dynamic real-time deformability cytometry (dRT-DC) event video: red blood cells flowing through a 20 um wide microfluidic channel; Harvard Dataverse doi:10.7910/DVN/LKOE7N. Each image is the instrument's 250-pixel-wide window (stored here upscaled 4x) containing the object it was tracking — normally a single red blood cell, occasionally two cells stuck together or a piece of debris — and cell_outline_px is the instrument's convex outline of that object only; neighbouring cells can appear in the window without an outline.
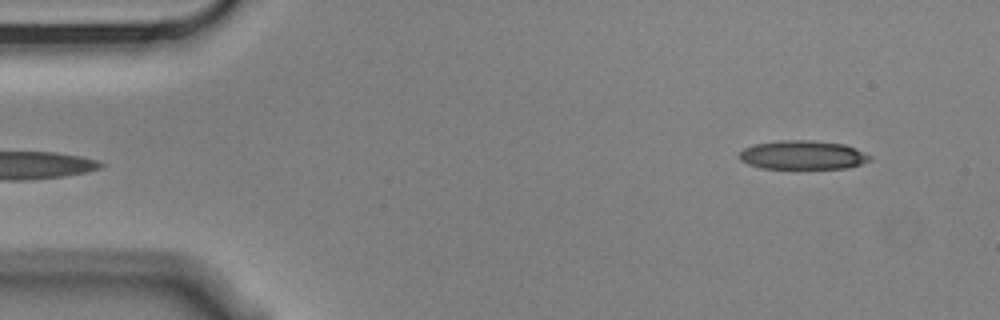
{"species": "Egyptian fruit bat (a non-hibernating species)", "species_latin": "Rousettus aegyptiacus", "temperature_condition": "cold", "stored_images_in_passage": 5, "segment_of_instrument_passage": [2, 2], "camera_frame_rate_fps": 3000, "um_per_image_px": 0.085, "animal": {"sex": "male"}, "frame": {"image": 1, "passage_image": 5, "time_ms": 1.333, "image_size_px": [1000, 320], "cell_outline_px": [[872, 160], [860, 164], [844, 168], [760, 168], [748, 164], [740, 160], [740, 152], [744, 148], [756, 144], [780, 140], [812, 140], [844, 144], [872, 156]], "centroid_in_image_um": [68.23, 13.17], "position_along_channel_um": 16.8, "area_um2": 21.79}}